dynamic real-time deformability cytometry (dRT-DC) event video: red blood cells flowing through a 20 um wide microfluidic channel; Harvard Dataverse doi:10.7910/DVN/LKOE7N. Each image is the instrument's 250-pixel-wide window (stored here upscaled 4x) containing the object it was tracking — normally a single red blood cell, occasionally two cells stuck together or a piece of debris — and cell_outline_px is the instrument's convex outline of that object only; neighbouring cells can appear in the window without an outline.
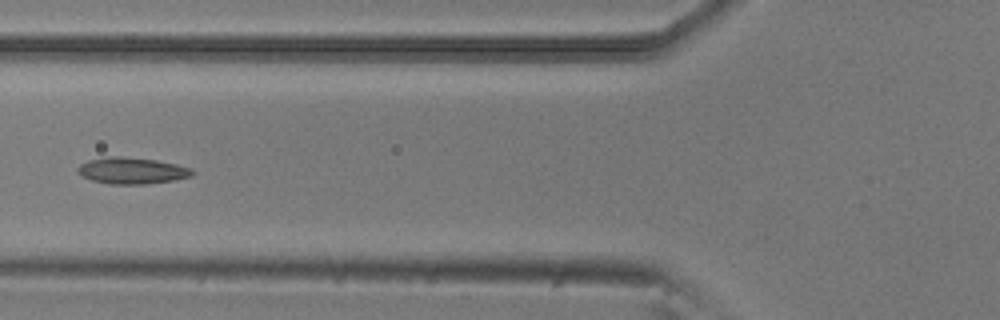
{"species": "common noctule bat (a hibernating species)", "species_latin": "Nyctalus noctula", "temperature_condition": "room temperature", "stored_images_in_passage": 6, "camera_frame_rate_fps": 3000, "um_per_image_px": 0.085, "animal": {"sex": "male", "body_mass_g": 20.5, "forearm_length_mm": 52.5}, "frame": {"image": 1, "passage_image": 5, "time_ms": 1.333, "image_size_px": [1000, 320], "cell_outline_px": [[196, 172], [192, 176], [176, 180], [144, 184], [108, 184], [92, 180], [76, 172], [76, 168], [80, 164], [88, 160], [108, 156], [120, 156], [156, 160], [176, 164], [192, 168]], "centroid_in_image_um": [11.23, 14.5], "position_along_channel_um": 114.6, "area_um2": 17.8}}
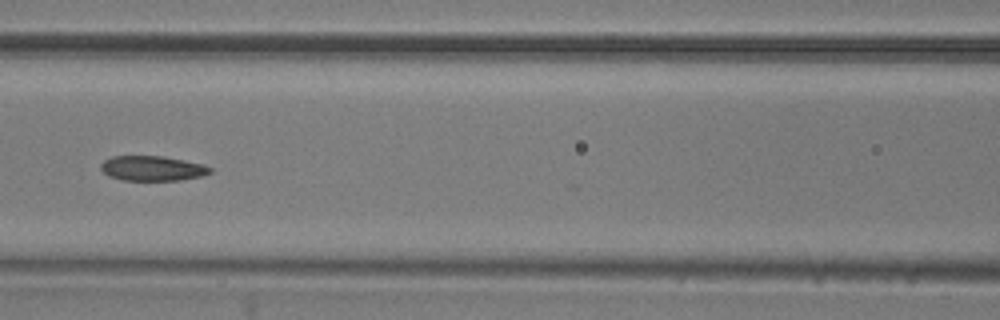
{"frame": {"image": 2, "passage_image": 6, "time_ms": 1.667, "image_size_px": [1000, 320], "cell_outline_px": [[212, 172], [200, 176], [180, 180], [120, 180], [108, 176], [100, 168], [100, 164], [104, 160], [112, 156], [164, 156], [204, 164], [212, 168]], "centroid_in_image_um": [12.94, 14.3], "position_along_channel_um": 153.7, "area_um2": 15.95}}